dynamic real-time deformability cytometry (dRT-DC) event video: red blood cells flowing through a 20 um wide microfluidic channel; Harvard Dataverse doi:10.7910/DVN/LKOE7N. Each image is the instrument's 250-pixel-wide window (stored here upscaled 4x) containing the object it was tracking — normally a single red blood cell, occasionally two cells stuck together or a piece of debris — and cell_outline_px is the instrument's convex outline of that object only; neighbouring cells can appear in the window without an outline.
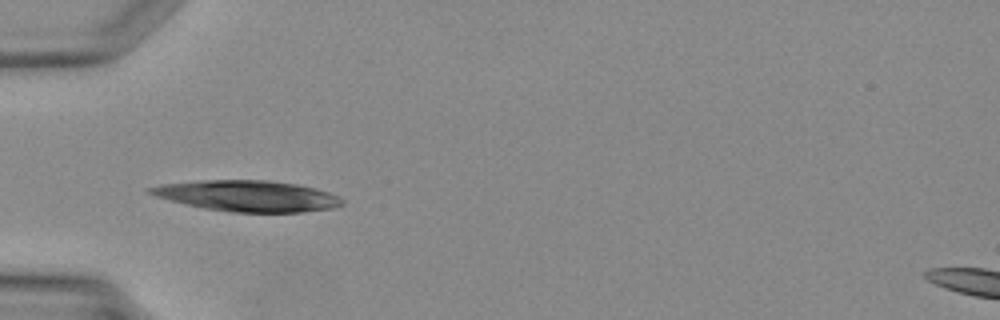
{"species": "Egyptian fruit bat (a non-hibernating species)", "species_latin": "Rousettus aegyptiacus", "temperature_condition": "warm", "stored_images_in_passage": 18, "camera_frame_rate_fps": 3000, "um_per_image_px": 0.085, "animal": {"sex": "female"}, "frame": {"image": 1, "passage_image": 1, "time_ms": 0.0, "image_size_px": [1000, 320], "cell_outline_px": [[344, 204], [332, 208], [300, 212], [232, 212], [204, 208], [184, 204], [168, 200], [144, 192], [148, 188], [160, 184], [196, 180], [268, 180], [296, 184], [316, 188], [340, 196], [344, 200]], "centroid_in_image_um": [21.01, 16.64], "position_along_channel_um": 64.0, "area_um2": 34.85}}
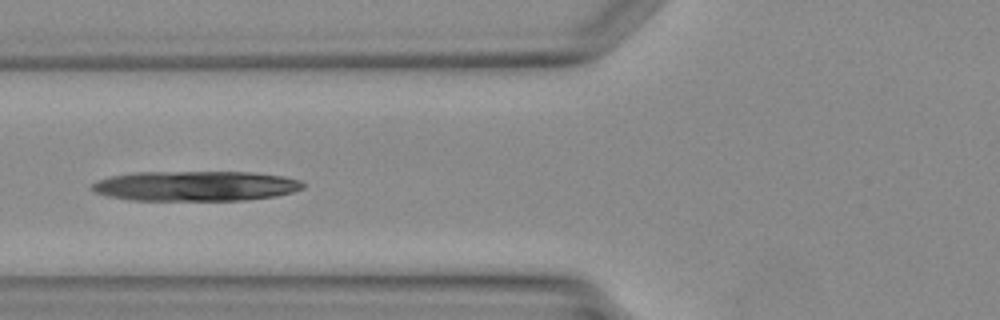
{"frame": {"image": 2, "passage_image": 4, "time_ms": 1.0, "image_size_px": [1000, 320], "cell_outline_px": [[304, 188], [292, 192], [276, 196], [244, 200], [128, 200], [108, 196], [96, 192], [88, 188], [96, 180], [112, 176], [136, 172], [252, 172], [284, 176], [300, 180], [304, 184]], "centroid_in_image_um": [16.61, 15.8], "position_along_channel_um": 109.2, "area_um2": 37.11}}